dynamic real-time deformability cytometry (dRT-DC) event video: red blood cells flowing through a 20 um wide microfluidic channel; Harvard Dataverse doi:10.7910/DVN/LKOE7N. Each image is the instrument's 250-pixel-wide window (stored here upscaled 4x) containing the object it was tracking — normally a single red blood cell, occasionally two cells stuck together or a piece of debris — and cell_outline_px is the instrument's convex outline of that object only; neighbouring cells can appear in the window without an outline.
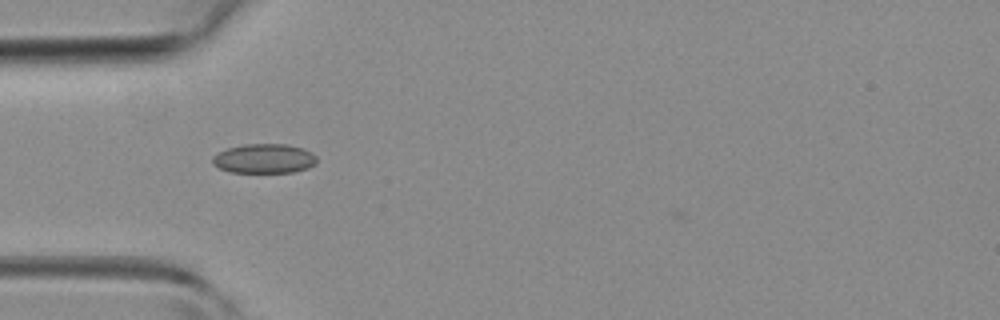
{"species": "common noctule bat (a hibernating species)", "species_latin": "Nyctalus noctula", "temperature_condition": "room temperature", "stored_images_in_passage": 32, "camera_frame_rate_fps": 3000, "um_per_image_px": 0.085, "animal": {"sex": "female", "body_mass_g": 19.3, "forearm_length_mm": 54.1}, "frame": {"image": 1, "passage_image": 1, "time_ms": 0.0, "image_size_px": [1000, 320], "cell_outline_px": [[316, 164], [308, 168], [292, 172], [228, 172], [212, 164], [212, 156], [228, 148], [244, 144], [284, 144], [304, 148], [312, 152], [316, 156]], "centroid_in_image_um": [22.47, 13.48], "position_along_channel_um": 62.5, "area_um2": 17.92}}
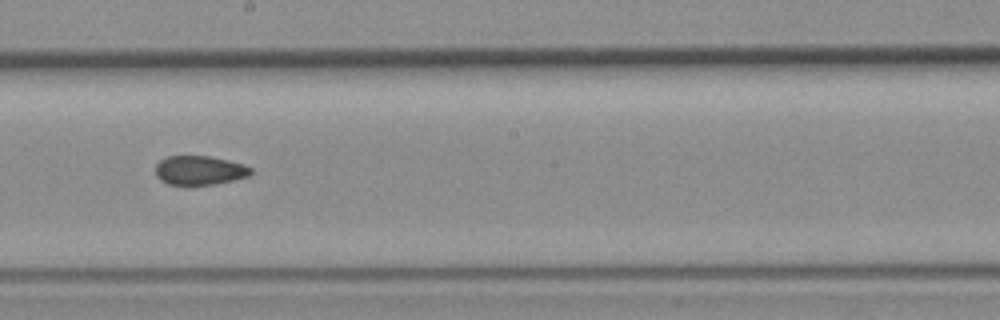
{"frame": {"image": 2, "passage_image": 12, "time_ms": 3.667, "image_size_px": [1000, 320], "cell_outline_px": [[252, 172], [248, 176], [216, 184], [168, 184], [160, 180], [156, 176], [156, 164], [160, 160], [168, 156], [208, 156], [228, 160], [244, 164], [252, 168]], "centroid_in_image_um": [16.96, 14.47], "position_along_channel_um": 231.2, "area_um2": 16.07}}
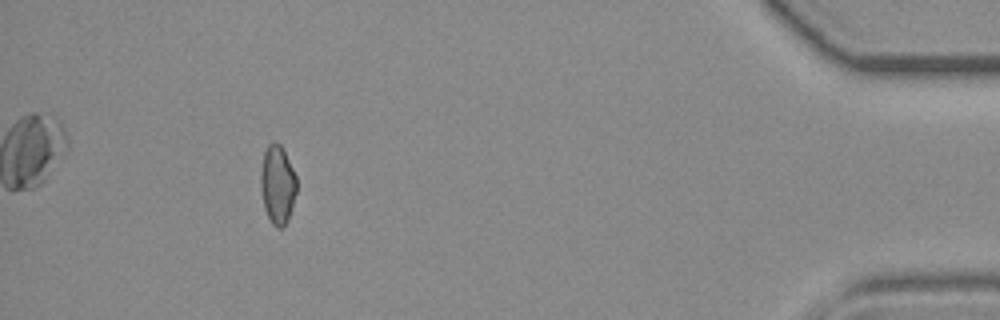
{"frame": {"image": 3, "passage_image": 28, "time_ms": 9.0, "image_size_px": [1000, 320], "cell_outline_px": [[296, 192], [288, 216], [284, 224], [280, 228], [276, 228], [272, 224], [264, 208], [260, 188], [260, 176], [264, 152], [268, 144], [276, 140], [280, 144], [296, 176]], "centroid_in_image_um": [23.56, 15.66], "position_along_channel_um": 411.6, "area_um2": 16.18}}